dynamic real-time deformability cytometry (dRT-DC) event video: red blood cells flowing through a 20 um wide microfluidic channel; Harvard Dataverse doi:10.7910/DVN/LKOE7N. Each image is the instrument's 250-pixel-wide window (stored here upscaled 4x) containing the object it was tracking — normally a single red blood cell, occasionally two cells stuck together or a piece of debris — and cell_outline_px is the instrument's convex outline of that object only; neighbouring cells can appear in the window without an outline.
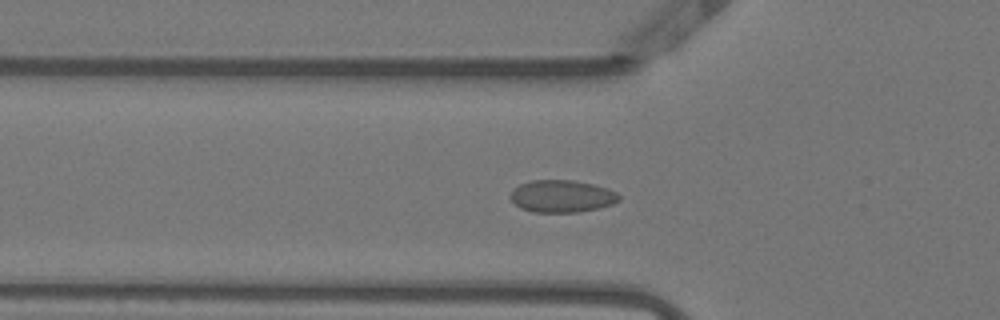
{"species": "Egyptian fruit bat (a non-hibernating species)", "species_latin": "Rousettus aegyptiacus", "temperature_condition": "warm", "stored_images_in_passage": 54, "camera_frame_rate_fps": 3000, "um_per_image_px": 0.085, "animal": {"sex": "female"}, "frame": {"image": 1, "passage_image": 18, "time_ms": 5.667, "image_size_px": [1000, 320], "cell_outline_px": [[620, 200], [612, 204], [600, 208], [580, 212], [532, 212], [520, 208], [508, 196], [520, 184], [532, 180], [572, 180], [592, 184], [608, 188], [616, 192], [620, 196]], "centroid_in_image_um": [47.77, 16.68], "position_along_channel_um": 78.0, "area_um2": 20.46}}
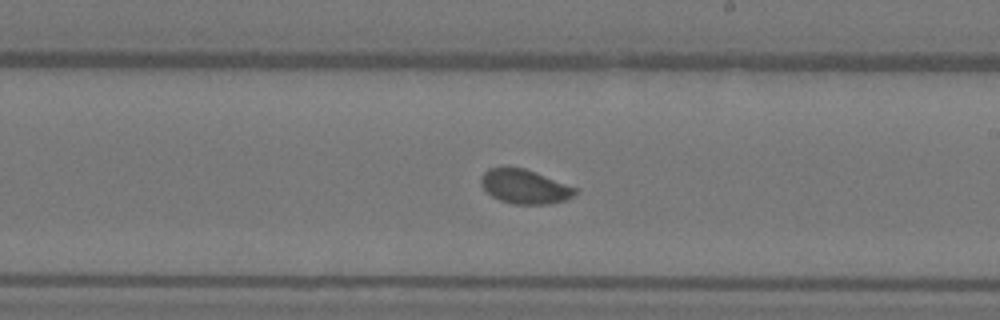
{"frame": {"image": 2, "passage_image": 31, "time_ms": 10.0, "image_size_px": [1000, 320], "cell_outline_px": [[580, 188], [572, 196], [564, 200], [548, 204], [512, 204], [500, 200], [492, 196], [480, 184], [480, 176], [488, 168], [524, 168], [536, 172]], "centroid_in_image_um": [44.61, 15.86], "position_along_channel_um": 244.4, "area_um2": 18.79}}
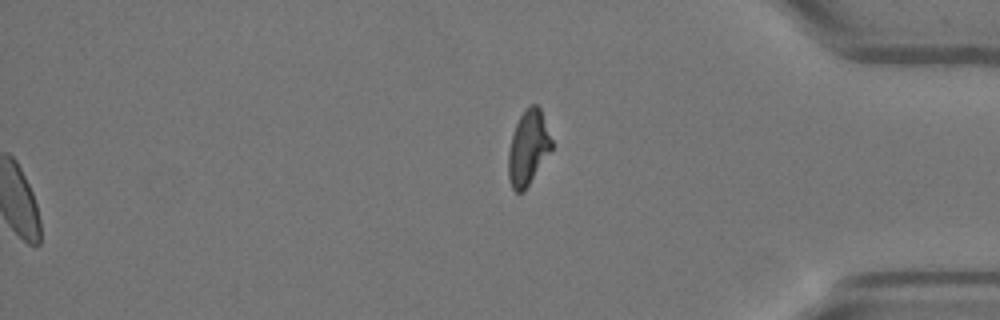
{"frame": {"image": 3, "passage_image": 54, "time_ms": 17.667, "image_size_px": [1000, 320], "cell_outline_px": [[552, 148], [524, 192], [516, 192], [512, 188], [508, 176], [508, 152], [512, 136], [516, 124], [524, 108], [532, 104], [536, 104], [540, 108], [552, 140]], "centroid_in_image_um": [44.88, 12.56], "position_along_channel_um": 390.3, "area_um2": 18.67}, "authors_computed_cell_mechanics": {"area_um2": 19.9988, "velocity_mm_per_s": 3.8239, "shape_relaxation_time_tau1_ms": 6.1235, "shape_relaxation_time_tau2_ms": null, "deformation_change_tau1": 0.0953, "deformation_change_tau2": null}}